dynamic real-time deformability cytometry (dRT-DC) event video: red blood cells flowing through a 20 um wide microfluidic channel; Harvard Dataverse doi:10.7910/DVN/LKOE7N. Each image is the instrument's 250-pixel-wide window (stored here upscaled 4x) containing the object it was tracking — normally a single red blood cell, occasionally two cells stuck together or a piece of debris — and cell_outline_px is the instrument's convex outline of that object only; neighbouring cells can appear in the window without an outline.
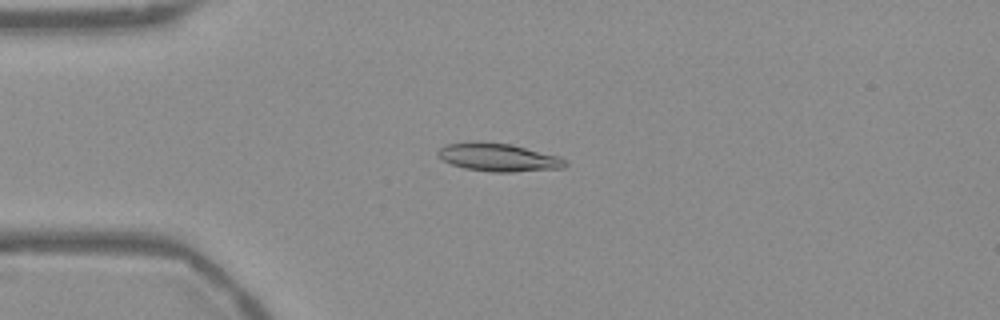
{"species": "Egyptian fruit bat (a non-hibernating species)", "species_latin": "Rousettus aegyptiacus", "temperature_condition": "warm", "stored_images_in_passage": 54, "camera_frame_rate_fps": 3000, "um_per_image_px": 0.085, "frame": {"image": 1, "passage_image": 14, "time_ms": 4.333, "image_size_px": [1000, 320], "cell_outline_px": [[568, 164], [564, 168], [512, 172], [492, 172], [464, 168], [452, 164], [444, 160], [436, 152], [440, 148], [448, 144], [472, 140], [484, 140], [512, 144], [560, 156], [568, 160]], "centroid_in_image_um": [42.41, 13.35], "position_along_channel_um": 42.6, "area_um2": 21.27}}
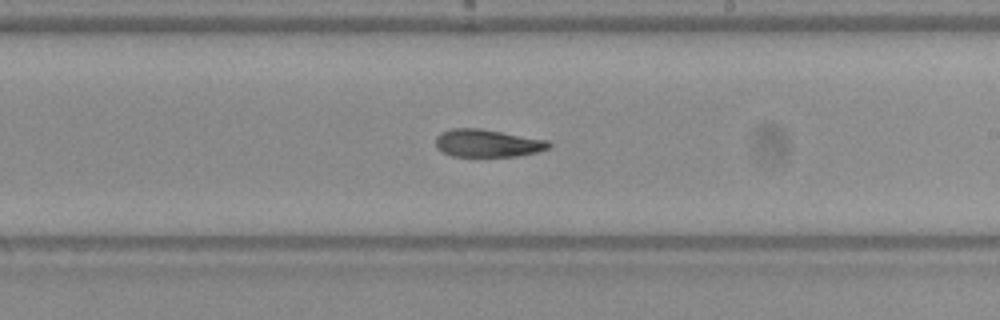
{"frame": {"image": 2, "passage_image": 32, "time_ms": 10.333, "image_size_px": [1000, 320], "cell_outline_px": [[552, 144], [548, 148], [536, 152], [516, 156], [452, 156], [436, 148], [436, 136], [440, 132], [452, 128], [480, 128], [548, 140]], "centroid_in_image_um": [41.41, 12.16], "position_along_channel_um": 247.6, "area_um2": 18.21}}
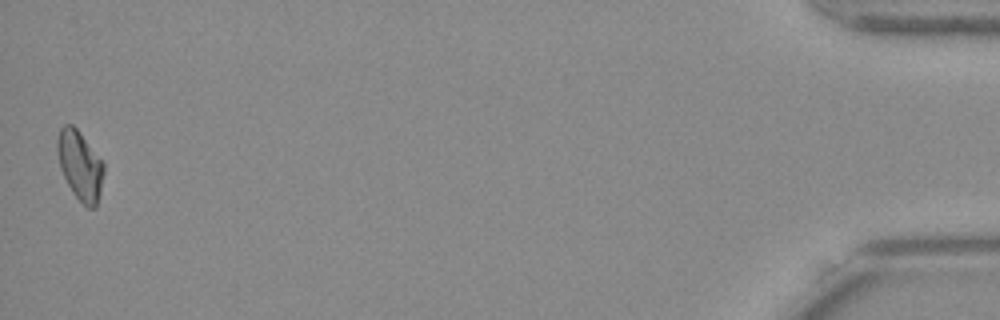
{"frame": {"image": 3, "passage_image": 54, "time_ms": 17.667, "image_size_px": [1000, 320], "cell_outline_px": [[104, 172], [100, 192], [96, 208], [88, 208], [72, 192], [60, 168], [56, 148], [56, 140], [60, 128], [64, 124], [72, 124], [80, 132], [104, 164]], "centroid_in_image_um": [6.78, 14.04], "position_along_channel_um": 428.4, "area_um2": 18.61}, "authors_computed_cell_mechanics": {"area_um2": 19.1318, "velocity_mm_per_s": 3.7786, "shape_relaxation_time_tau1_ms": null, "shape_relaxation_time_tau2_ms": 6.5404, "deformation_change_tau1": null, "deformation_change_tau2": 0.1212}}